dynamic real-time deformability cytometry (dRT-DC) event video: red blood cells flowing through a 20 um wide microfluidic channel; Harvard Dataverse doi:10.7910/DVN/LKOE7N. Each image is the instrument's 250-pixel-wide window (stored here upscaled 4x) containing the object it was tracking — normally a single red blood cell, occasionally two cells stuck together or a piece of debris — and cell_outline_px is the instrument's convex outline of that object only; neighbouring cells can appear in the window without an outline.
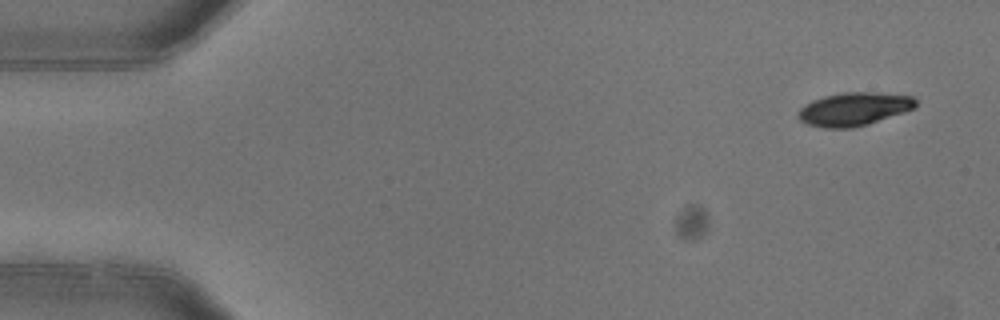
{"species": "common noctule bat (a hibernating species)", "species_latin": "Nyctalus noctula", "temperature_condition": "warm", "stored_images_in_passage": 5, "camera_frame_rate_fps": 3000, "um_per_image_px": 0.085, "animal": {"sex": "female"}, "frame": {"image": 1, "passage_image": 1, "time_ms": 0.0, "image_size_px": [1000, 320], "cell_outline_px": [[916, 108], [904, 112], [852, 128], [824, 128], [808, 124], [800, 120], [796, 116], [796, 112], [804, 104], [812, 100], [824, 96], [844, 92], [876, 92], [916, 96]], "centroid_in_image_um": [72.57, 9.25], "position_along_channel_um": 12.4, "area_um2": 22.89}}
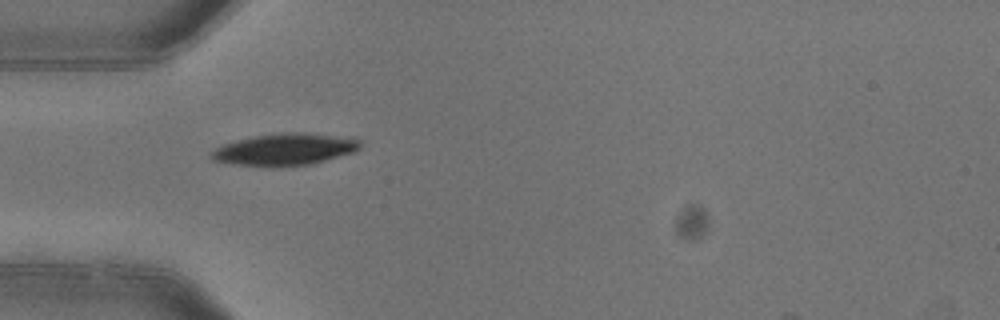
{"frame": {"image": 2, "passage_image": 4, "time_ms": 1.0, "image_size_px": [1000, 320], "cell_outline_px": [[360, 148], [356, 152], [308, 164], [236, 164], [212, 160], [208, 156], [216, 148], [224, 144], [256, 136], [280, 132], [300, 132], [360, 140]], "centroid_in_image_um": [24.21, 12.67], "position_along_channel_um": 60.8, "area_um2": 26.24}}